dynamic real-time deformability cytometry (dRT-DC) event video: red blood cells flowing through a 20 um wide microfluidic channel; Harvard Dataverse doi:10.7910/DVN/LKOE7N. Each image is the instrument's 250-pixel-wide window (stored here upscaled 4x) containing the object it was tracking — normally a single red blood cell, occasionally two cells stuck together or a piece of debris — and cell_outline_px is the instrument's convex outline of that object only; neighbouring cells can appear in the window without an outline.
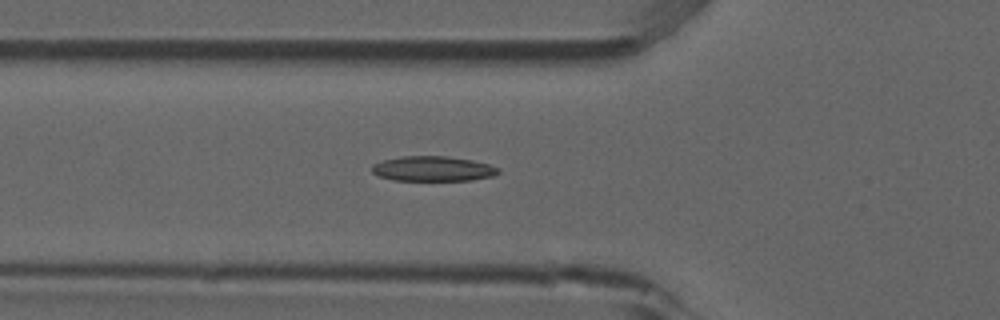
{"species": "common noctule bat (a hibernating species)", "species_latin": "Nyctalus noctula", "temperature_condition": "room temperature", "stored_images_in_passage": 6, "camera_frame_rate_fps": 3000, "um_per_image_px": 0.085, "animal": {"sex": "male", "forearm_length_mm": 52.5}, "frame": {"image": 1, "passage_image": 6, "time_ms": 1.667, "image_size_px": [1000, 320], "cell_outline_px": [[500, 172], [492, 176], [472, 180], [392, 180], [376, 176], [372, 172], [372, 164], [384, 160], [400, 156], [444, 156], [472, 160], [488, 164], [500, 168]], "centroid_in_image_um": [36.77, 14.34], "position_along_channel_um": 89.0, "area_um2": 18.44}}